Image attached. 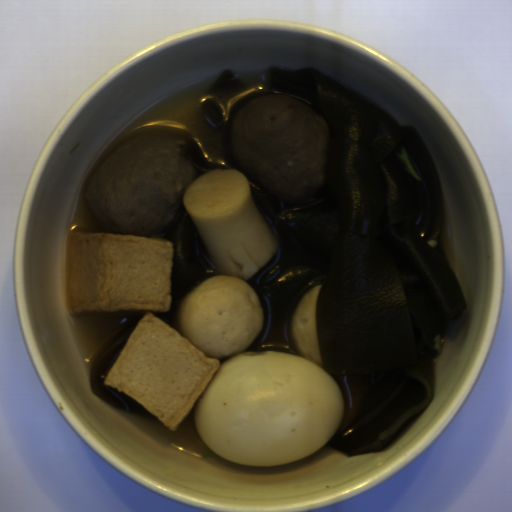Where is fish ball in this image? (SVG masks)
<instances>
[{"mask_svg": "<svg viewBox=\"0 0 512 512\" xmlns=\"http://www.w3.org/2000/svg\"><path fill=\"white\" fill-rule=\"evenodd\" d=\"M172 242L139 235L71 232L66 238L70 315L146 313L110 367L104 386L135 400L176 430L217 374L221 359L259 335L264 308L247 281L214 276L175 311L176 331L155 313L172 304Z\"/></svg>", "mask_w": 512, "mask_h": 512, "instance_id": "obj_1", "label": "fish ball"}, {"mask_svg": "<svg viewBox=\"0 0 512 512\" xmlns=\"http://www.w3.org/2000/svg\"><path fill=\"white\" fill-rule=\"evenodd\" d=\"M322 285H315L301 296L291 317L290 333L300 357L325 371L316 323V298Z\"/></svg>", "mask_w": 512, "mask_h": 512, "instance_id": "obj_2", "label": "fish ball"}]
</instances>
